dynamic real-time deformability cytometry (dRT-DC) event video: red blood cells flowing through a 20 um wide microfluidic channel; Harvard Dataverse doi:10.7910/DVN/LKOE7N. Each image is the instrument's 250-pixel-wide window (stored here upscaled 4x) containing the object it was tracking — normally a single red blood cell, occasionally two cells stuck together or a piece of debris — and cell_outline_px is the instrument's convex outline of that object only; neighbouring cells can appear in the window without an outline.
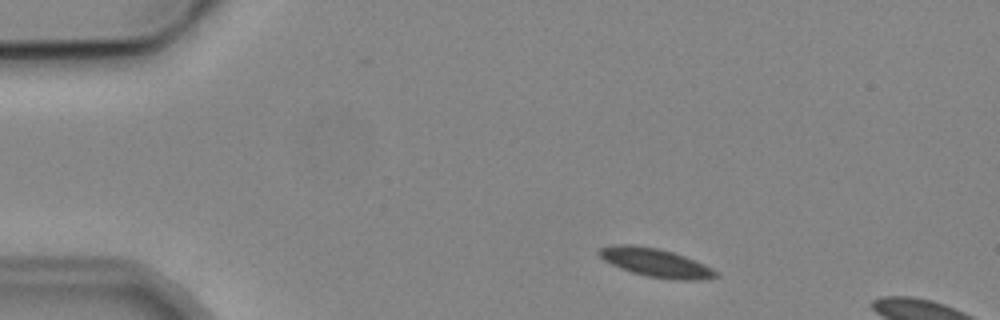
{"species": "common noctule bat (a hibernating species)", "species_latin": "Nyctalus noctula", "temperature_condition": "cold", "stored_images_in_passage": 3, "camera_frame_rate_fps": 3000, "um_per_image_px": 0.085, "animal": {"sex": "male", "body_mass_g": 19.2, "forearm_length_mm": 51.8}, "frame": {"image": 1, "passage_image": 1, "time_ms": 0.0, "image_size_px": [1000, 320], "cell_outline_px": [[720, 276], [700, 280], [676, 280], [648, 276], [632, 272], [620, 268], [604, 260], [596, 252], [600, 248], [612, 244], [632, 244], [656, 248], [672, 252], [684, 256], [704, 264], [712, 268]], "centroid_in_image_um": [55.71, 22.32], "position_along_channel_um": 29.3, "area_um2": 19.31}}